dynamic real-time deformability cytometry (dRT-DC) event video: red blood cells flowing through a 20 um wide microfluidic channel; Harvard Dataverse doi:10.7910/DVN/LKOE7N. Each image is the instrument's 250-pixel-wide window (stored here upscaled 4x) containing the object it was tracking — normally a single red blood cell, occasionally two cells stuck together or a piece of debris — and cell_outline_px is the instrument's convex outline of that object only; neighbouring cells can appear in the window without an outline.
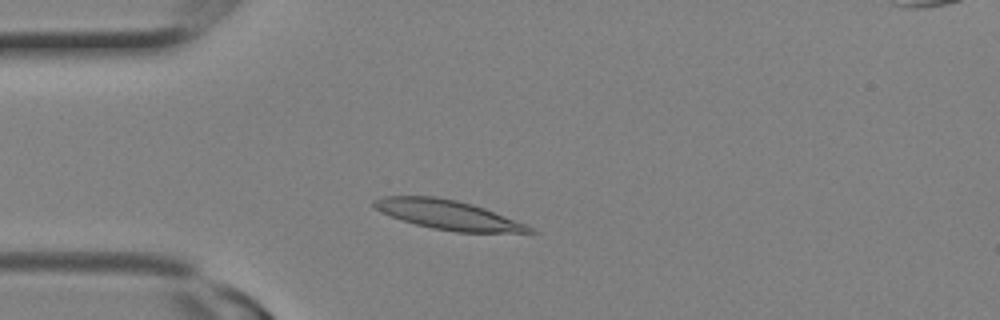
{"species": "Egyptian fruit bat (a non-hibernating species)", "species_latin": "Rousettus aegyptiacus", "temperature_condition": "room temperature", "stored_images_in_passage": 8, "camera_frame_rate_fps": 3000, "um_per_image_px": 0.085, "animal": {"sex": "female"}, "frame": {"image": 1, "passage_image": 4, "time_ms": 1.0, "image_size_px": [1000, 320], "cell_outline_px": [[540, 232], [456, 232], [432, 228], [416, 224], [392, 216], [376, 208], [372, 204], [372, 200], [380, 196], [436, 196], [456, 200], [472, 204], [484, 208], [524, 224]], "centroid_in_image_um": [38.04, 18.24], "position_along_channel_um": 47.0, "area_um2": 26.07}}
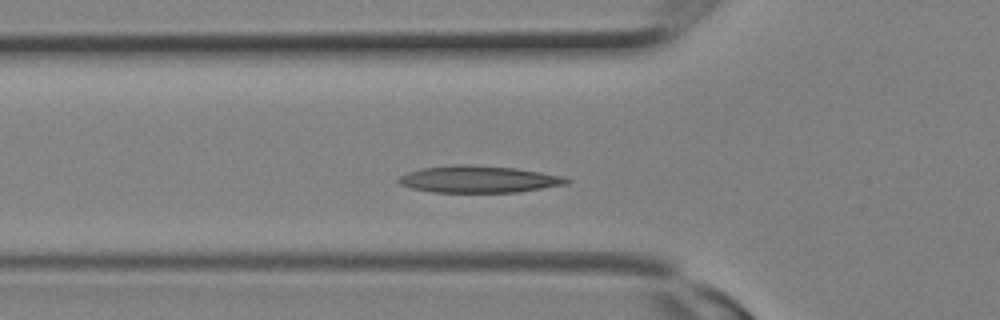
{"frame": {"image": 2, "passage_image": 6, "time_ms": 1.667, "image_size_px": [1000, 320], "cell_outline_px": [[572, 180], [568, 184], [520, 192], [432, 192], [412, 188], [400, 184], [396, 180], [400, 176], [408, 172], [420, 168], [452, 164], [468, 164], [516, 168], [540, 172], [560, 176]], "centroid_in_image_um": [40.67, 15.23], "position_along_channel_um": 85.1, "area_um2": 26.47}}
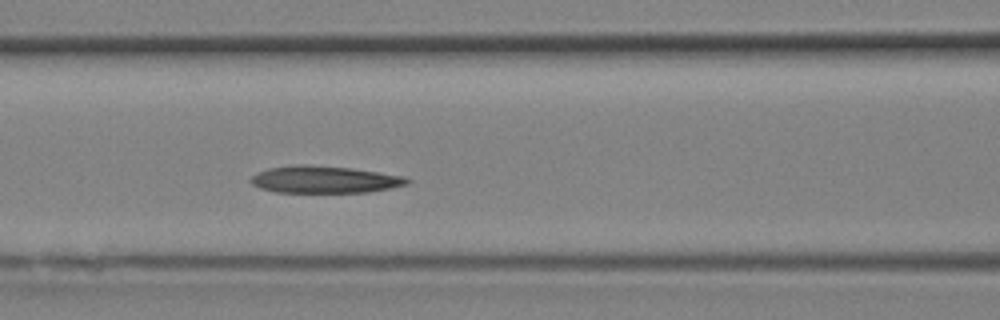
{"frame": {"image": 3, "passage_image": 8, "time_ms": 2.333, "image_size_px": [1000, 320], "cell_outline_px": [[412, 180], [408, 184], [368, 192], [276, 192], [260, 188], [252, 184], [248, 180], [256, 172], [268, 168], [296, 164], [304, 164], [352, 168], [404, 176]], "centroid_in_image_um": [27.54, 15.25], "position_along_channel_um": 139.1, "area_um2": 24.74}}